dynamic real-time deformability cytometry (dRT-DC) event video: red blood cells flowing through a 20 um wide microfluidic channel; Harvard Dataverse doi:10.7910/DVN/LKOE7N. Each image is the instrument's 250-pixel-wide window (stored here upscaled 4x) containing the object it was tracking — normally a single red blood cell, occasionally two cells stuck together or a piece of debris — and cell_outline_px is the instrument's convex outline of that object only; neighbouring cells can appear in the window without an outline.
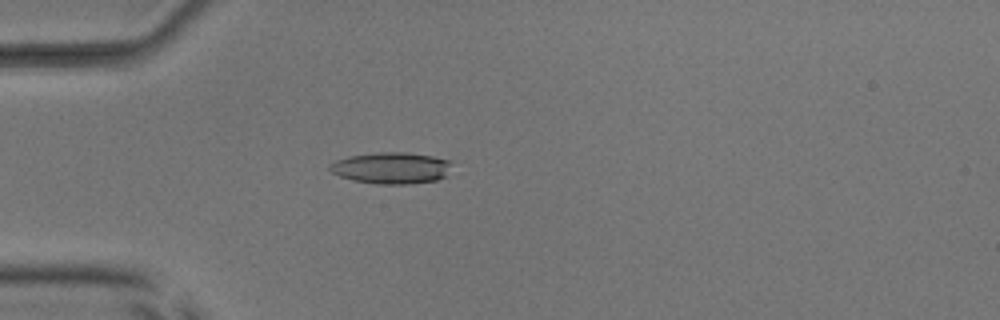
{"species": "common noctule bat (a hibernating species)", "species_latin": "Nyctalus noctula", "temperature_condition": "room temperature", "stored_images_in_passage": 52, "camera_frame_rate_fps": 3000, "um_per_image_px": 0.085, "animal": {"sex": "male", "body_mass_g": 17.9, "forearm_length_mm": 54.2}, "frame": {"image": 1, "passage_image": 15, "time_ms": 4.667, "image_size_px": [1000, 320], "cell_outline_px": [[452, 160], [448, 176], [436, 180], [408, 184], [376, 184], [352, 180], [340, 176], [332, 172], [328, 168], [328, 164], [336, 160], [348, 156], [376, 152], [404, 152], [432, 156]], "centroid_in_image_um": [33.27, 14.27], "position_along_channel_um": 51.7, "area_um2": 22.66}}
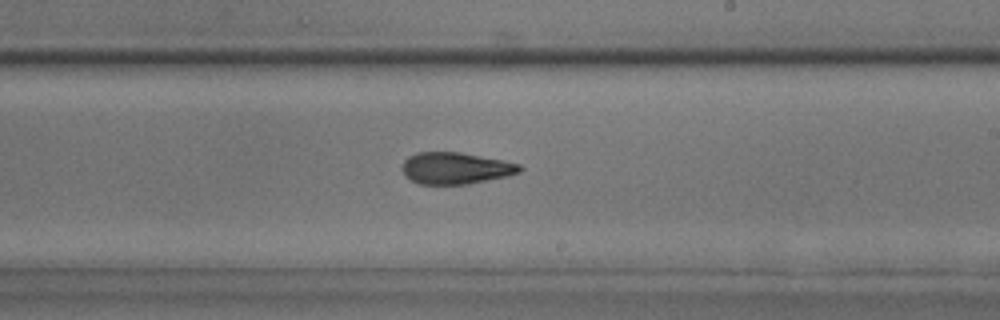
{"frame": {"image": 2, "passage_image": 31, "time_ms": 10.0, "image_size_px": [1000, 320], "cell_outline_px": [[524, 168], [520, 172], [508, 176], [468, 184], [420, 184], [404, 176], [400, 168], [404, 160], [408, 156], [416, 152], [460, 152], [504, 160], [520, 164]], "centroid_in_image_um": [38.72, 14.29], "position_along_channel_um": 250.3, "area_um2": 21.96}}
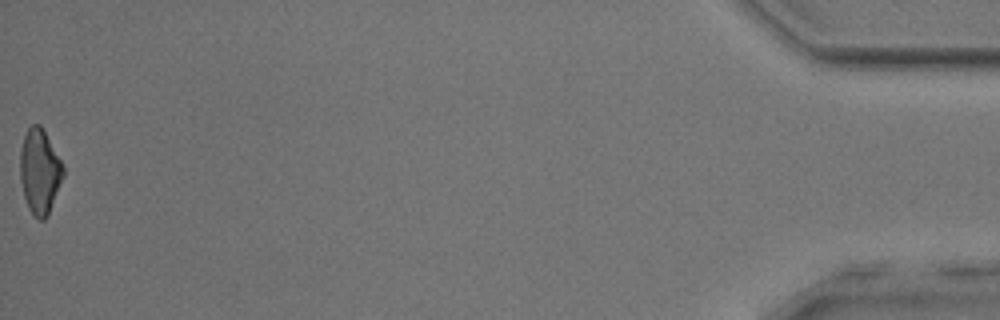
{"frame": {"image": 3, "passage_image": 52, "time_ms": 17.0, "image_size_px": [1000, 320], "cell_outline_px": [[64, 176], [48, 216], [44, 220], [40, 220], [28, 208], [24, 196], [20, 180], [20, 152], [24, 136], [28, 128], [32, 124], [40, 124], [64, 164]], "centroid_in_image_um": [3.39, 14.57], "position_along_channel_um": 431.8, "area_um2": 21.39}, "authors_computed_cell_mechanics": {"area_um2": 22.3108, "velocity_mm_per_s": 3.9844, "shape_relaxation_time_tau1_ms": 2.7975, "shape_relaxation_time_tau2_ms": 2.827, "deformation_change_tau1": 0.1529, "deformation_change_tau2": 0.1242}}